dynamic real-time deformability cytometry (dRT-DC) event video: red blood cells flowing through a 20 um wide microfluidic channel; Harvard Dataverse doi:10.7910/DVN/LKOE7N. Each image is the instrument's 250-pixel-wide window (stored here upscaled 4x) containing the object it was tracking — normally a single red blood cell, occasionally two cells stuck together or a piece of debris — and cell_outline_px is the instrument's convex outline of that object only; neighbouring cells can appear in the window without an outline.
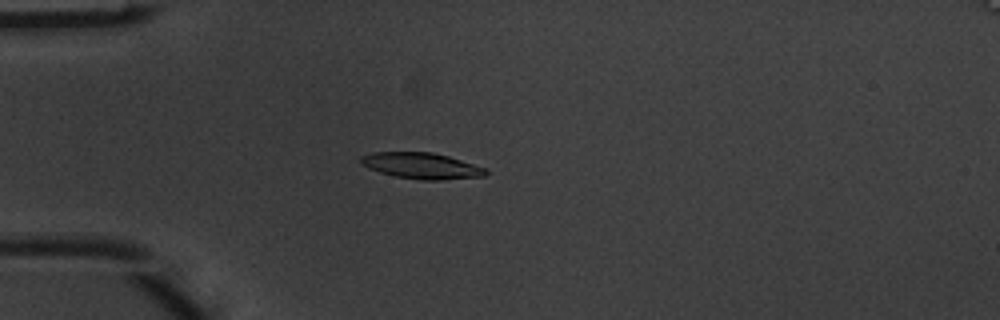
{"species": "common noctule bat (a hibernating species)", "species_latin": "Nyctalus noctula", "temperature_condition": "warm", "stored_images_in_passage": 5, "camera_frame_rate_fps": 3000, "um_per_image_px": 0.085, "animal": {"sex": "male", "body_mass_g": 20.1, "forearm_length_mm": 53.5}, "frame": {"image": 1, "passage_image": 5, "time_ms": 1.333, "image_size_px": [1000, 320], "cell_outline_px": [[488, 172], [484, 176], [440, 180], [420, 180], [396, 176], [380, 172], [368, 168], [360, 164], [360, 156], [372, 152], [432, 152], [448, 156], [484, 168]], "centroid_in_image_um": [35.77, 14.08], "position_along_channel_um": 49.2, "area_um2": 18.84}}